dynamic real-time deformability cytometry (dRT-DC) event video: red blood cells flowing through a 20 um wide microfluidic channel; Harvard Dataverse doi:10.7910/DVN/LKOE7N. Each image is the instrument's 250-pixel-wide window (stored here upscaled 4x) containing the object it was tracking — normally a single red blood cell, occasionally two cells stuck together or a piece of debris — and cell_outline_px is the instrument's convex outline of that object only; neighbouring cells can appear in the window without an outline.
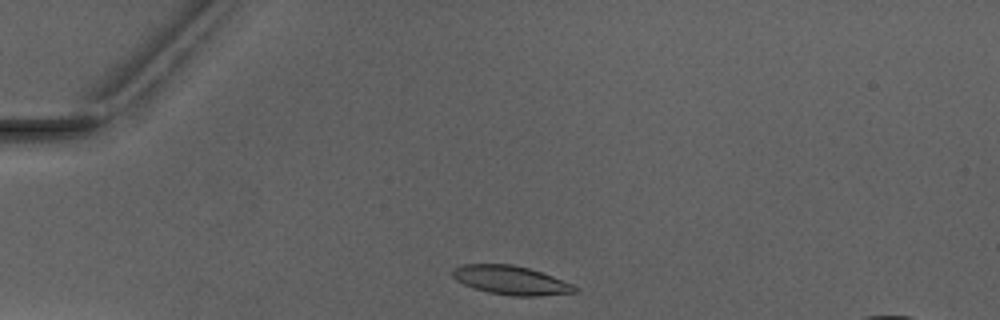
{"species": "Egyptian fruit bat (a non-hibernating species)", "species_latin": "Rousettus aegyptiacus", "temperature_condition": "warm", "stored_images_in_passage": 3, "camera_frame_rate_fps": 3000, "um_per_image_px": 0.085, "animal": {"sex": "male"}, "frame": {"image": 1, "passage_image": 1, "time_ms": 0.0, "image_size_px": [1000, 320], "cell_outline_px": [[580, 288], [576, 292], [540, 296], [508, 296], [488, 292], [464, 284], [456, 280], [452, 276], [452, 268], [464, 264], [512, 264], [528, 268], [552, 276], [572, 284]], "centroid_in_image_um": [43.42, 23.82], "position_along_channel_um": 41.6, "area_um2": 20.52}}
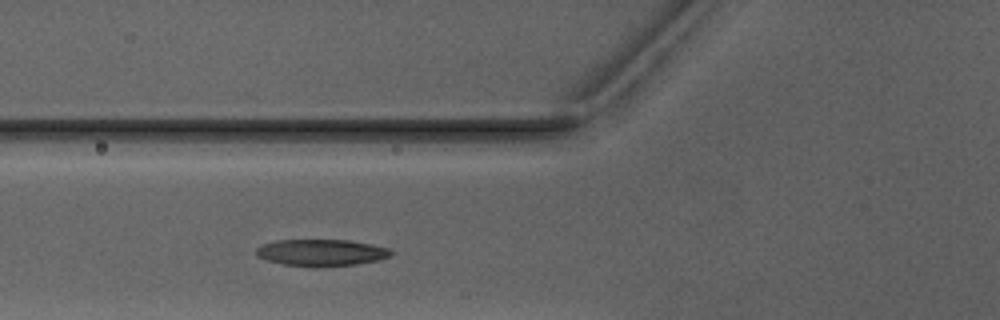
{"frame": {"image": 2, "passage_image": 3, "time_ms": 2.333, "image_size_px": [1000, 320], "cell_outline_px": [[392, 256], [380, 260], [356, 264], [316, 268], [312, 268], [284, 264], [268, 260], [256, 256], [256, 248], [264, 244], [276, 240], [348, 240], [372, 244], [388, 248], [392, 252]], "centroid_in_image_um": [27.33, 21.48], "position_along_channel_um": 98.5, "area_um2": 21.21}}